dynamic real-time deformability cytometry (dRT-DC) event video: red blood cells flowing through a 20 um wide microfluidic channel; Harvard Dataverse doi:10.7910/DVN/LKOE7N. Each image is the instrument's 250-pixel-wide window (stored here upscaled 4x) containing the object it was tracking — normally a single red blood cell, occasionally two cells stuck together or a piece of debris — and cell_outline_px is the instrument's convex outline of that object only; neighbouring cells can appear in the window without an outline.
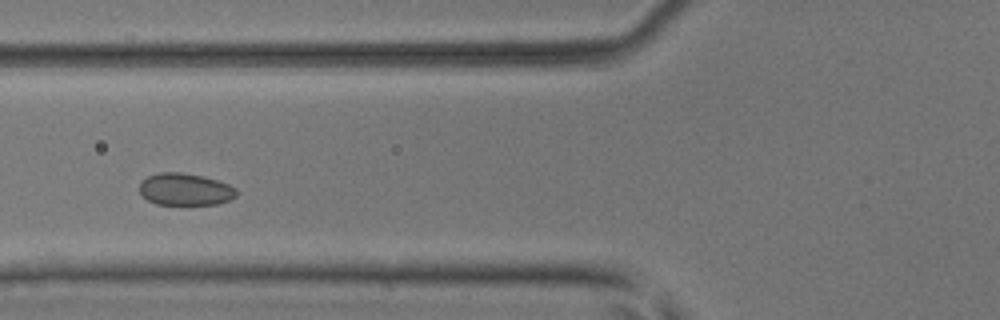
{"species": "common noctule bat (a hibernating species)", "species_latin": "Nyctalus noctula", "temperature_condition": "room temperature", "stored_images_in_passage": 6, "camera_frame_rate_fps": 3000, "um_per_image_px": 0.085, "animal": {"sex": "male", "body_mass_g": 17.9, "forearm_length_mm": 54.2}, "frame": {"image": 1, "passage_image": 4, "time_ms": 1.0, "image_size_px": [1000, 320], "cell_outline_px": [[236, 196], [228, 200], [216, 204], [156, 204], [148, 200], [140, 192], [140, 184], [148, 176], [160, 172], [180, 172], [204, 176], [228, 184], [236, 188]], "centroid_in_image_um": [15.74, 16.09], "position_along_channel_um": 110.1, "area_um2": 17.92}}
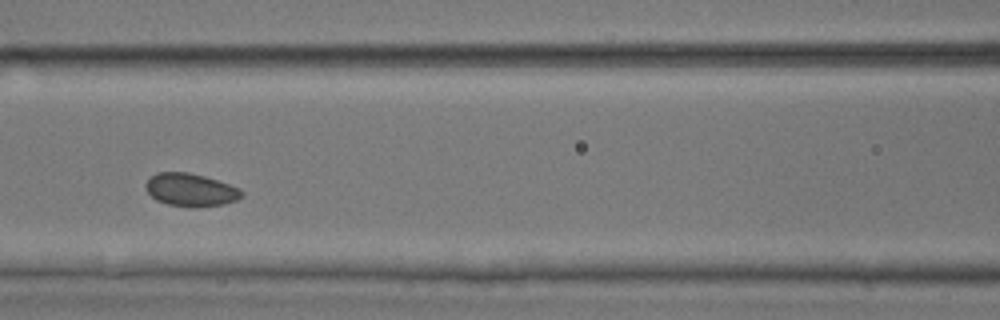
{"frame": {"image": 2, "passage_image": 5, "time_ms": 1.333, "image_size_px": [1000, 320], "cell_outline_px": [[244, 196], [236, 200], [224, 204], [192, 208], [188, 208], [168, 204], [156, 200], [148, 192], [144, 184], [156, 172], [188, 172], [204, 176], [240, 188], [244, 192]], "centroid_in_image_um": [16.22, 16.15], "position_along_channel_um": 150.4, "area_um2": 18.5}}
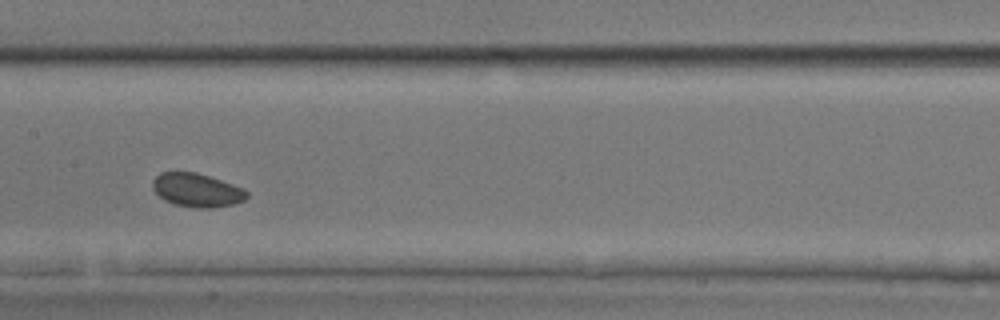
{"frame": {"image": 3, "passage_image": 6, "time_ms": 1.667, "image_size_px": [1000, 320], "cell_outline_px": [[248, 196], [244, 200], [236, 204], [212, 208], [196, 208], [176, 204], [164, 200], [152, 188], [152, 180], [160, 172], [196, 172], [244, 188], [248, 192]], "centroid_in_image_um": [16.75, 16.17], "position_along_channel_um": 190.7, "area_um2": 18.44}}